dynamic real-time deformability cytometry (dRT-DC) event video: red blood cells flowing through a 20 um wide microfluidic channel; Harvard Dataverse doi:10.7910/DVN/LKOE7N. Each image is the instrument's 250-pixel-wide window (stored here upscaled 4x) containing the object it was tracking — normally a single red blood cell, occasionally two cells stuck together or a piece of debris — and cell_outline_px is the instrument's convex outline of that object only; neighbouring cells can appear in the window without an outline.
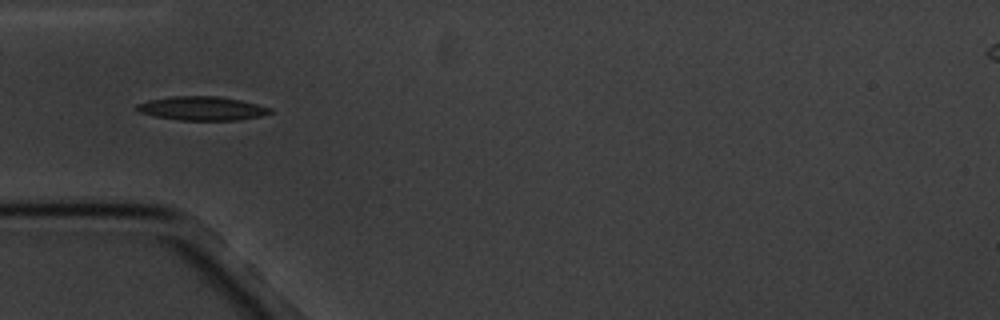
{"species": "common noctule bat (a hibernating species)", "species_latin": "Nyctalus noctula", "temperature_condition": "cold", "stored_images_in_passage": 4, "camera_frame_rate_fps": 3000, "um_per_image_px": 0.085, "animal": {"sex": "male", "body_mass_g": 20.1, "forearm_length_mm": 53.5}, "frame": {"image": 1, "passage_image": 1, "time_ms": 0.0, "image_size_px": [1000, 320], "cell_outline_px": [[272, 112], [260, 116], [236, 120], [180, 120], [156, 116], [140, 112], [132, 108], [136, 104], [148, 100], [172, 96], [220, 96], [240, 100], [272, 108]], "centroid_in_image_um": [17.13, 9.2], "position_along_channel_um": 67.9, "area_um2": 18.5}}
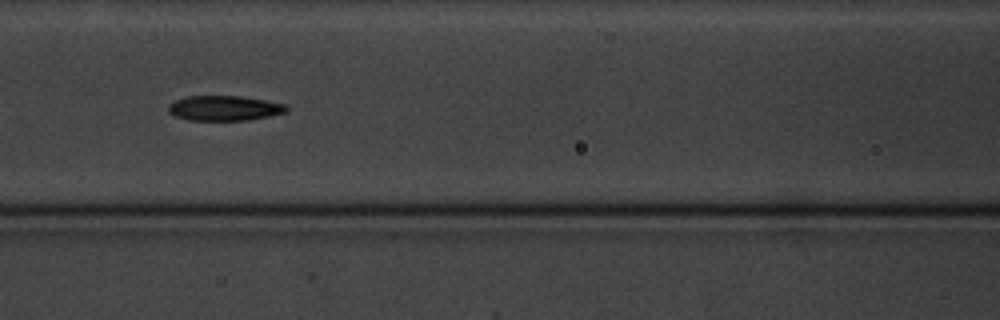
{"frame": {"image": 2, "passage_image": 3, "time_ms": 2.333, "image_size_px": [1000, 320], "cell_outline_px": [[288, 112], [248, 120], [188, 120], [176, 116], [168, 112], [168, 104], [176, 100], [188, 96], [240, 96], [288, 104]], "centroid_in_image_um": [19.09, 9.19], "position_along_channel_um": 147.5, "area_um2": 17.22}}
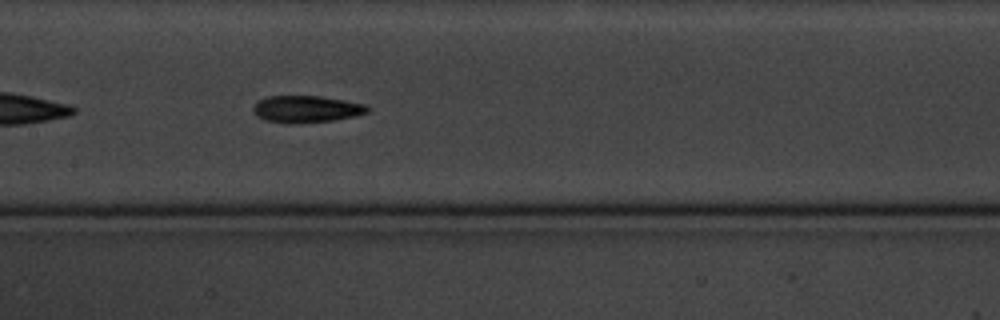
{"frame": {"image": 3, "passage_image": 4, "time_ms": 3.333, "image_size_px": [1000, 320], "cell_outline_px": [[368, 112], [356, 116], [332, 120], [288, 124], [268, 120], [256, 116], [252, 112], [252, 108], [260, 100], [268, 96], [320, 96], [344, 100], [364, 104], [368, 108]], "centroid_in_image_um": [26.02, 9.27], "position_along_channel_um": 181.4, "area_um2": 17.74}}